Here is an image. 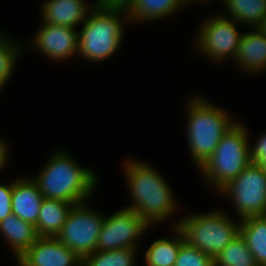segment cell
Instances as JSON below:
<instances>
[{
	"label": "cell",
	"mask_w": 266,
	"mask_h": 266,
	"mask_svg": "<svg viewBox=\"0 0 266 266\" xmlns=\"http://www.w3.org/2000/svg\"><path fill=\"white\" fill-rule=\"evenodd\" d=\"M125 22V23H124ZM127 11L94 7L78 31V55L89 62H101L120 49Z\"/></svg>",
	"instance_id": "277c9868"
},
{
	"label": "cell",
	"mask_w": 266,
	"mask_h": 266,
	"mask_svg": "<svg viewBox=\"0 0 266 266\" xmlns=\"http://www.w3.org/2000/svg\"><path fill=\"white\" fill-rule=\"evenodd\" d=\"M96 7L128 11L135 0H96Z\"/></svg>",
	"instance_id": "83f0119b"
},
{
	"label": "cell",
	"mask_w": 266,
	"mask_h": 266,
	"mask_svg": "<svg viewBox=\"0 0 266 266\" xmlns=\"http://www.w3.org/2000/svg\"><path fill=\"white\" fill-rule=\"evenodd\" d=\"M9 145L4 140V138H0V171L5 168L6 165H8V159H9Z\"/></svg>",
	"instance_id": "f1b7e54d"
},
{
	"label": "cell",
	"mask_w": 266,
	"mask_h": 266,
	"mask_svg": "<svg viewBox=\"0 0 266 266\" xmlns=\"http://www.w3.org/2000/svg\"><path fill=\"white\" fill-rule=\"evenodd\" d=\"M17 266H81V258L55 237H38Z\"/></svg>",
	"instance_id": "7c38bea8"
},
{
	"label": "cell",
	"mask_w": 266,
	"mask_h": 266,
	"mask_svg": "<svg viewBox=\"0 0 266 266\" xmlns=\"http://www.w3.org/2000/svg\"><path fill=\"white\" fill-rule=\"evenodd\" d=\"M240 219L230 216L223 209L207 213H192L183 216L178 227L185 241L213 259L240 234Z\"/></svg>",
	"instance_id": "5b68a950"
},
{
	"label": "cell",
	"mask_w": 266,
	"mask_h": 266,
	"mask_svg": "<svg viewBox=\"0 0 266 266\" xmlns=\"http://www.w3.org/2000/svg\"><path fill=\"white\" fill-rule=\"evenodd\" d=\"M13 182L0 184V221L12 213Z\"/></svg>",
	"instance_id": "484cf974"
},
{
	"label": "cell",
	"mask_w": 266,
	"mask_h": 266,
	"mask_svg": "<svg viewBox=\"0 0 266 266\" xmlns=\"http://www.w3.org/2000/svg\"><path fill=\"white\" fill-rule=\"evenodd\" d=\"M65 149L57 150L31 177L45 199L62 200L74 205L84 203L94 195L98 185L95 170L83 167Z\"/></svg>",
	"instance_id": "7a4b0ae2"
},
{
	"label": "cell",
	"mask_w": 266,
	"mask_h": 266,
	"mask_svg": "<svg viewBox=\"0 0 266 266\" xmlns=\"http://www.w3.org/2000/svg\"><path fill=\"white\" fill-rule=\"evenodd\" d=\"M189 5H192L191 0H135L127 14L130 24L149 23L171 17V14Z\"/></svg>",
	"instance_id": "e0dca14e"
},
{
	"label": "cell",
	"mask_w": 266,
	"mask_h": 266,
	"mask_svg": "<svg viewBox=\"0 0 266 266\" xmlns=\"http://www.w3.org/2000/svg\"><path fill=\"white\" fill-rule=\"evenodd\" d=\"M199 25V31L195 35L197 50L215 63L225 62L226 59L233 62L243 35L237 30L238 22L220 13L204 19Z\"/></svg>",
	"instance_id": "ba28073f"
},
{
	"label": "cell",
	"mask_w": 266,
	"mask_h": 266,
	"mask_svg": "<svg viewBox=\"0 0 266 266\" xmlns=\"http://www.w3.org/2000/svg\"><path fill=\"white\" fill-rule=\"evenodd\" d=\"M249 130L237 122L221 138L215 152L199 170L206 185L219 192L252 162L250 159Z\"/></svg>",
	"instance_id": "8992f818"
},
{
	"label": "cell",
	"mask_w": 266,
	"mask_h": 266,
	"mask_svg": "<svg viewBox=\"0 0 266 266\" xmlns=\"http://www.w3.org/2000/svg\"><path fill=\"white\" fill-rule=\"evenodd\" d=\"M219 193L231 199L238 219L266 215V173L251 163Z\"/></svg>",
	"instance_id": "52a82bcc"
},
{
	"label": "cell",
	"mask_w": 266,
	"mask_h": 266,
	"mask_svg": "<svg viewBox=\"0 0 266 266\" xmlns=\"http://www.w3.org/2000/svg\"><path fill=\"white\" fill-rule=\"evenodd\" d=\"M23 45L21 42L11 39L9 35L0 33V92L3 91L11 78L18 58L22 56V51L25 50Z\"/></svg>",
	"instance_id": "cb8c5ba5"
},
{
	"label": "cell",
	"mask_w": 266,
	"mask_h": 266,
	"mask_svg": "<svg viewBox=\"0 0 266 266\" xmlns=\"http://www.w3.org/2000/svg\"><path fill=\"white\" fill-rule=\"evenodd\" d=\"M32 45L45 58L60 62L78 56V30L72 27L43 23L33 35Z\"/></svg>",
	"instance_id": "8fae6325"
},
{
	"label": "cell",
	"mask_w": 266,
	"mask_h": 266,
	"mask_svg": "<svg viewBox=\"0 0 266 266\" xmlns=\"http://www.w3.org/2000/svg\"><path fill=\"white\" fill-rule=\"evenodd\" d=\"M172 237L156 239L145 252V266H175L180 246L185 242L182 231L172 226Z\"/></svg>",
	"instance_id": "d6986e66"
},
{
	"label": "cell",
	"mask_w": 266,
	"mask_h": 266,
	"mask_svg": "<svg viewBox=\"0 0 266 266\" xmlns=\"http://www.w3.org/2000/svg\"><path fill=\"white\" fill-rule=\"evenodd\" d=\"M257 28L266 36V16L262 19L260 25Z\"/></svg>",
	"instance_id": "f546056e"
},
{
	"label": "cell",
	"mask_w": 266,
	"mask_h": 266,
	"mask_svg": "<svg viewBox=\"0 0 266 266\" xmlns=\"http://www.w3.org/2000/svg\"><path fill=\"white\" fill-rule=\"evenodd\" d=\"M105 215L84 202L74 205L56 239L74 251L80 258L96 250L99 232Z\"/></svg>",
	"instance_id": "9c48e42d"
},
{
	"label": "cell",
	"mask_w": 266,
	"mask_h": 266,
	"mask_svg": "<svg viewBox=\"0 0 266 266\" xmlns=\"http://www.w3.org/2000/svg\"><path fill=\"white\" fill-rule=\"evenodd\" d=\"M240 234L258 266H266V215L252 216L240 221Z\"/></svg>",
	"instance_id": "44dd1931"
},
{
	"label": "cell",
	"mask_w": 266,
	"mask_h": 266,
	"mask_svg": "<svg viewBox=\"0 0 266 266\" xmlns=\"http://www.w3.org/2000/svg\"><path fill=\"white\" fill-rule=\"evenodd\" d=\"M233 60L243 72H249V74L264 72L266 70V36L258 28L248 29L241 37Z\"/></svg>",
	"instance_id": "5bb4252c"
},
{
	"label": "cell",
	"mask_w": 266,
	"mask_h": 266,
	"mask_svg": "<svg viewBox=\"0 0 266 266\" xmlns=\"http://www.w3.org/2000/svg\"><path fill=\"white\" fill-rule=\"evenodd\" d=\"M41 7L42 23L77 29L95 4L92 2L90 5L85 0H45Z\"/></svg>",
	"instance_id": "4fadbf2b"
},
{
	"label": "cell",
	"mask_w": 266,
	"mask_h": 266,
	"mask_svg": "<svg viewBox=\"0 0 266 266\" xmlns=\"http://www.w3.org/2000/svg\"><path fill=\"white\" fill-rule=\"evenodd\" d=\"M254 146H249L251 162L256 164L261 158H266V132L256 138Z\"/></svg>",
	"instance_id": "4316f807"
},
{
	"label": "cell",
	"mask_w": 266,
	"mask_h": 266,
	"mask_svg": "<svg viewBox=\"0 0 266 266\" xmlns=\"http://www.w3.org/2000/svg\"><path fill=\"white\" fill-rule=\"evenodd\" d=\"M38 185L32 178L13 180L12 213L34 226L37 224L42 200Z\"/></svg>",
	"instance_id": "9a60e30c"
},
{
	"label": "cell",
	"mask_w": 266,
	"mask_h": 266,
	"mask_svg": "<svg viewBox=\"0 0 266 266\" xmlns=\"http://www.w3.org/2000/svg\"><path fill=\"white\" fill-rule=\"evenodd\" d=\"M95 251L138 249L140 238L150 225L134 210L123 207L113 214H105Z\"/></svg>",
	"instance_id": "30bf717a"
},
{
	"label": "cell",
	"mask_w": 266,
	"mask_h": 266,
	"mask_svg": "<svg viewBox=\"0 0 266 266\" xmlns=\"http://www.w3.org/2000/svg\"><path fill=\"white\" fill-rule=\"evenodd\" d=\"M266 173V158H261L257 163Z\"/></svg>",
	"instance_id": "4dcf8cb0"
},
{
	"label": "cell",
	"mask_w": 266,
	"mask_h": 266,
	"mask_svg": "<svg viewBox=\"0 0 266 266\" xmlns=\"http://www.w3.org/2000/svg\"><path fill=\"white\" fill-rule=\"evenodd\" d=\"M132 204L125 206L134 210L150 226L154 223L167 222L172 218L177 207L166 179L155 168L141 159H128L122 166Z\"/></svg>",
	"instance_id": "6da1fadb"
},
{
	"label": "cell",
	"mask_w": 266,
	"mask_h": 266,
	"mask_svg": "<svg viewBox=\"0 0 266 266\" xmlns=\"http://www.w3.org/2000/svg\"><path fill=\"white\" fill-rule=\"evenodd\" d=\"M226 14L224 17L233 19L248 28H257L266 16V0H222Z\"/></svg>",
	"instance_id": "ffe728a7"
},
{
	"label": "cell",
	"mask_w": 266,
	"mask_h": 266,
	"mask_svg": "<svg viewBox=\"0 0 266 266\" xmlns=\"http://www.w3.org/2000/svg\"><path fill=\"white\" fill-rule=\"evenodd\" d=\"M0 234L17 260L38 238L35 226L21 220L14 213L0 221Z\"/></svg>",
	"instance_id": "2e32d148"
},
{
	"label": "cell",
	"mask_w": 266,
	"mask_h": 266,
	"mask_svg": "<svg viewBox=\"0 0 266 266\" xmlns=\"http://www.w3.org/2000/svg\"><path fill=\"white\" fill-rule=\"evenodd\" d=\"M138 252L135 248L95 251L81 258V266H136Z\"/></svg>",
	"instance_id": "7402d4cb"
},
{
	"label": "cell",
	"mask_w": 266,
	"mask_h": 266,
	"mask_svg": "<svg viewBox=\"0 0 266 266\" xmlns=\"http://www.w3.org/2000/svg\"><path fill=\"white\" fill-rule=\"evenodd\" d=\"M175 266H214V259L185 241L180 246Z\"/></svg>",
	"instance_id": "d4e9b609"
},
{
	"label": "cell",
	"mask_w": 266,
	"mask_h": 266,
	"mask_svg": "<svg viewBox=\"0 0 266 266\" xmlns=\"http://www.w3.org/2000/svg\"><path fill=\"white\" fill-rule=\"evenodd\" d=\"M73 206L70 202L44 198L35 225L38 237H56Z\"/></svg>",
	"instance_id": "ac0fdd59"
},
{
	"label": "cell",
	"mask_w": 266,
	"mask_h": 266,
	"mask_svg": "<svg viewBox=\"0 0 266 266\" xmlns=\"http://www.w3.org/2000/svg\"><path fill=\"white\" fill-rule=\"evenodd\" d=\"M214 266H258L246 240L239 234L214 258Z\"/></svg>",
	"instance_id": "603a6c76"
},
{
	"label": "cell",
	"mask_w": 266,
	"mask_h": 266,
	"mask_svg": "<svg viewBox=\"0 0 266 266\" xmlns=\"http://www.w3.org/2000/svg\"><path fill=\"white\" fill-rule=\"evenodd\" d=\"M186 105V140L191 160L199 171L237 122L227 110L208 102L203 95H193Z\"/></svg>",
	"instance_id": "3957f363"
}]
</instances>
